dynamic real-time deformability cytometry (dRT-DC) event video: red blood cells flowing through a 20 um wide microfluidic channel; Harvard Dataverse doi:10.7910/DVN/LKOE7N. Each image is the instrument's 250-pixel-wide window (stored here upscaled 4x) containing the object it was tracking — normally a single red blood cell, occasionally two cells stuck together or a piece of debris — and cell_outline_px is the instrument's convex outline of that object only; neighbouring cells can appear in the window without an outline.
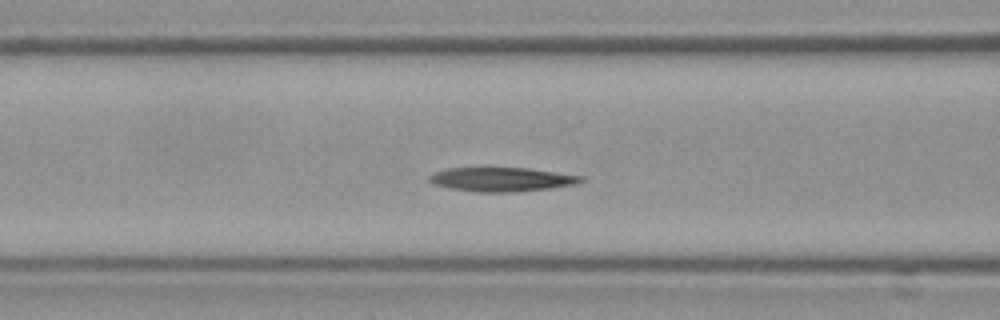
{"species": "Egyptian fruit bat (a non-hibernating species)", "species_latin": "Rousettus aegyptiacus", "temperature_condition": "cold", "stored_images_in_passage": 46, "camera_frame_rate_fps": 3000, "um_per_image_px": 0.085, "frame": {"image": 1, "passage_image": 12, "time_ms": 3.667, "image_size_px": [1000, 320], "cell_outline_px": [[584, 180], [576, 184], [548, 188], [512, 192], [476, 192], [448, 188], [436, 184], [428, 180], [428, 176], [436, 172], [448, 168], [528, 168], [584, 176]], "centroid_in_image_um": [42.64, 15.25], "position_along_channel_um": 124.0, "area_um2": 21.1}}
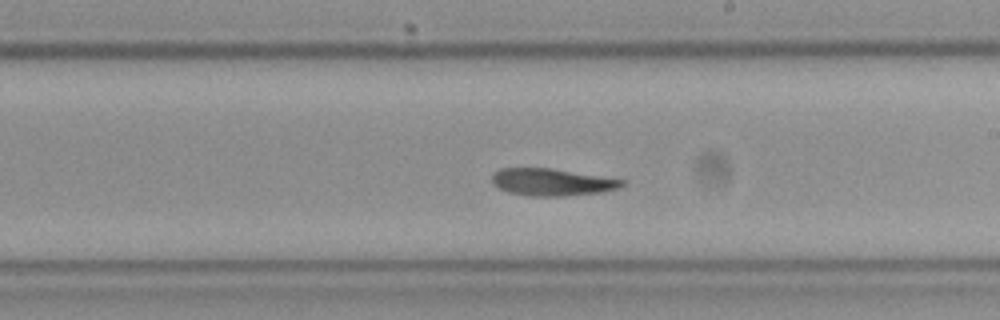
{"frame": {"image": 2, "passage_image": 22, "time_ms": 7.0, "image_size_px": [1000, 320], "cell_outline_px": [[624, 184], [616, 188], [600, 192], [564, 196], [532, 196], [508, 192], [492, 184], [492, 176], [500, 168], [548, 168], [624, 180]], "centroid_in_image_um": [46.85, 15.48], "position_along_channel_um": 242.1, "area_um2": 20.11}}
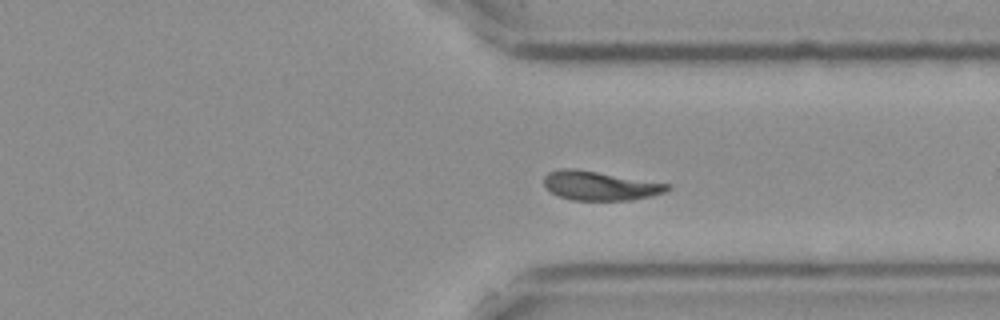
{"frame": {"image": 3, "passage_image": 32, "time_ms": 10.333, "image_size_px": [1000, 320], "cell_outline_px": [[672, 188], [664, 192], [652, 196], [628, 200], [572, 200], [556, 196], [544, 188], [544, 176], [548, 172], [560, 168], [572, 168], [668, 184]], "centroid_in_image_um": [50.91, 15.8], "position_along_channel_um": 360.5, "area_um2": 20.81}}